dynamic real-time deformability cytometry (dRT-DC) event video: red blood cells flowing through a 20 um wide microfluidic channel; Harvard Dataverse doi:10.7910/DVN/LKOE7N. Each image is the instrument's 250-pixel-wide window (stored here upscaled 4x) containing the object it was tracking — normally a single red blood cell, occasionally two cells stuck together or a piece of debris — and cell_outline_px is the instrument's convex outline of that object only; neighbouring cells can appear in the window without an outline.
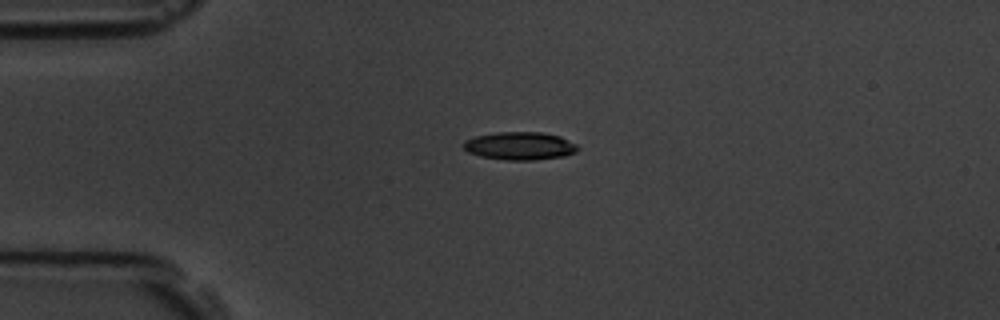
{"species": "common noctule bat (a hibernating species)", "species_latin": "Nyctalus noctula", "temperature_condition": "room temperature", "stored_images_in_passage": 4, "camera_frame_rate_fps": 3000, "um_per_image_px": 0.085, "animal": {"sex": "male", "body_mass_g": 19.5, "forearm_length_mm": 54.6}, "frame": {"image": 1, "passage_image": 4, "time_ms": 3.667, "image_size_px": [1000, 320], "cell_outline_px": [[580, 148], [576, 152], [564, 156], [536, 160], [504, 160], [480, 156], [468, 152], [464, 148], [464, 140], [476, 136], [496, 132], [540, 132], [560, 136], [576, 144]], "centroid_in_image_um": [44.2, 12.4], "position_along_channel_um": 40.8, "area_um2": 18.67}}